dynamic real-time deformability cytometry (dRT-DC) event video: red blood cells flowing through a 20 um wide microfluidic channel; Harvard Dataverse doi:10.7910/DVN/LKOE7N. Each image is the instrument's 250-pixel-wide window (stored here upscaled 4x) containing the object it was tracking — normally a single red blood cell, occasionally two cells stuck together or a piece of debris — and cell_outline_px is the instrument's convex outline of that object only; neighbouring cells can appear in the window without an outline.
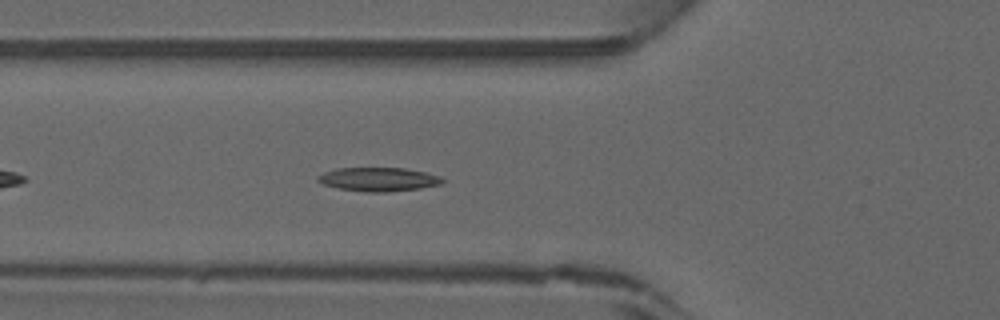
{"species": "common noctule bat (a hibernating species)", "species_latin": "Nyctalus noctula", "temperature_condition": "warm", "stored_images_in_passage": 34, "camera_frame_rate_fps": 3000, "um_per_image_px": 0.085, "animal": {"sex": "male", "forearm_length_mm": 52.5}, "frame": {"image": 1, "passage_image": 6, "time_ms": 1.667, "image_size_px": [1000, 320], "cell_outline_px": [[444, 180], [440, 184], [420, 188], [388, 192], [368, 192], [340, 188], [324, 184], [316, 180], [316, 176], [324, 172], [336, 168], [404, 168], [424, 172], [440, 176]], "centroid_in_image_um": [32.15, 15.24], "position_along_channel_um": 93.6, "area_um2": 17.11}}
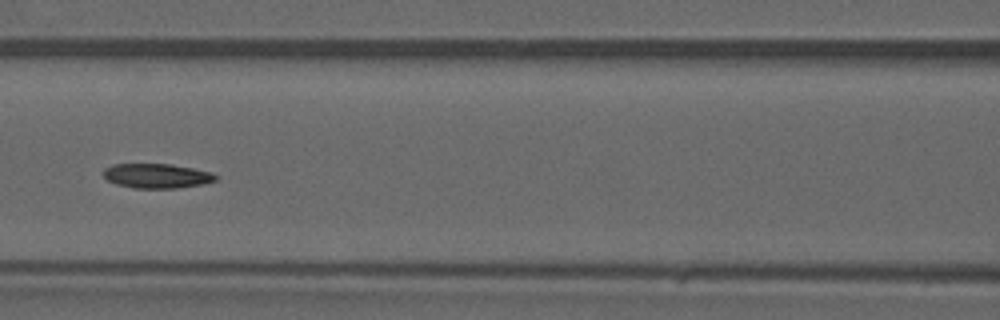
{"frame": {"image": 2, "passage_image": 10, "time_ms": 3.0, "image_size_px": [1000, 320], "cell_outline_px": [[220, 176], [216, 180], [204, 184], [176, 188], [132, 188], [116, 184], [108, 180], [104, 176], [104, 168], [112, 164], [172, 164], [212, 172]], "centroid_in_image_um": [13.36, 14.95], "position_along_channel_um": 153.2, "area_um2": 16.18}}